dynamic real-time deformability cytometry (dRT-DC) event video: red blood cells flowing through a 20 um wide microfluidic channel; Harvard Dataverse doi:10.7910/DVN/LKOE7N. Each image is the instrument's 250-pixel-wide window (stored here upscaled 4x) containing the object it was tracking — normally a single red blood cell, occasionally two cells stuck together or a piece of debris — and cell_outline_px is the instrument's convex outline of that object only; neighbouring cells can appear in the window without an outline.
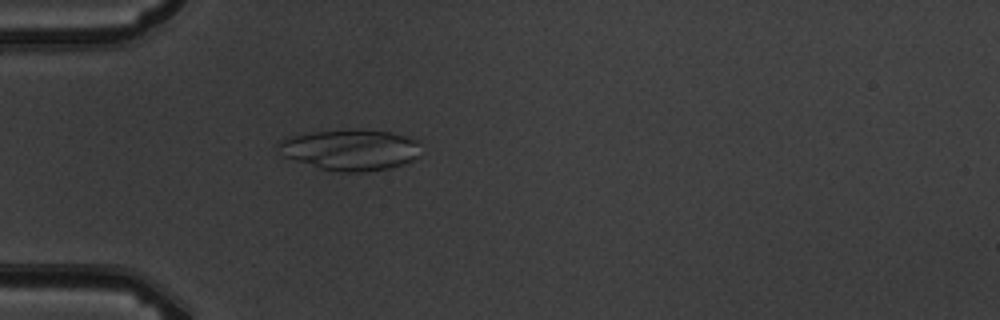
{"species": "common noctule bat (a hibernating species)", "species_latin": "Nyctalus noctula", "temperature_condition": "warm", "stored_images_in_passage": 2, "camera_frame_rate_fps": 3000, "um_per_image_px": 0.085, "animal": {"sex": "male", "body_mass_g": 19.5, "forearm_length_mm": 54.6}, "frame": {"image": 1, "passage_image": 2, "time_ms": 1.0, "image_size_px": [1000, 320], "cell_outline_px": [[420, 156], [412, 160], [388, 168], [364, 172], [340, 172], [320, 168], [284, 156], [276, 148], [276, 144], [280, 140], [288, 136], [312, 132], [352, 128], [360, 128], [392, 132], [420, 140]], "centroid_in_image_um": [29.8, 12.7], "position_along_channel_um": 55.2, "area_um2": 34.51}}